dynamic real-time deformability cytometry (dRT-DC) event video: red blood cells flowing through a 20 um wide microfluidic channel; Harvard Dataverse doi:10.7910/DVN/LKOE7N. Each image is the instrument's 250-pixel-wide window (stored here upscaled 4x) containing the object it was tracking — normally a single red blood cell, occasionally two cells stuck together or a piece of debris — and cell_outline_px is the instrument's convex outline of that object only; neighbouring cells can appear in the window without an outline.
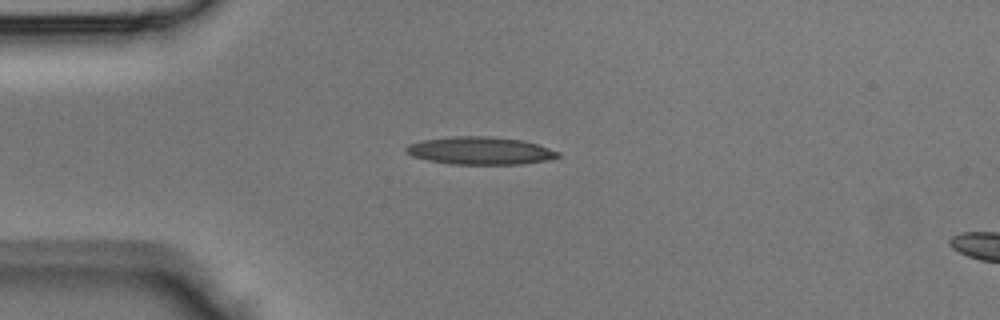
{"species": "Egyptian fruit bat (a non-hibernating species)", "species_latin": "Rousettus aegyptiacus", "temperature_condition": "room temperature", "stored_images_in_passage": 33, "camera_frame_rate_fps": 3000, "um_per_image_px": 0.085, "animal": {"sex": "male"}, "frame": {"image": 1, "passage_image": 1, "time_ms": 0.0, "image_size_px": [1000, 320], "cell_outline_px": [[560, 156], [548, 160], [520, 164], [452, 164], [428, 160], [412, 156], [404, 148], [408, 144], [420, 140], [452, 136], [488, 136], [524, 140], [560, 152]], "centroid_in_image_um": [40.8, 12.8], "position_along_channel_um": 44.2, "area_um2": 24.51}}
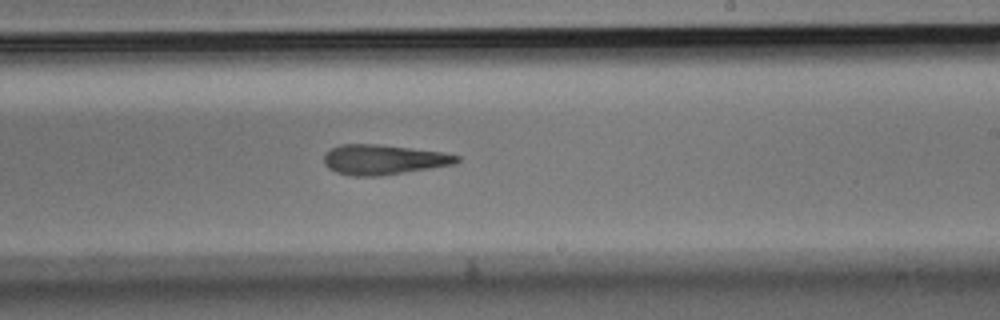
{"frame": {"image": 2, "passage_image": 16, "time_ms": 5.0, "image_size_px": [1000, 320], "cell_outline_px": [[460, 160], [456, 164], [380, 176], [352, 176], [336, 172], [328, 168], [324, 164], [324, 156], [332, 148], [340, 144], [380, 144], [444, 152], [460, 156]], "centroid_in_image_um": [32.62, 13.56], "position_along_channel_um": 256.4, "area_um2": 23.29}}
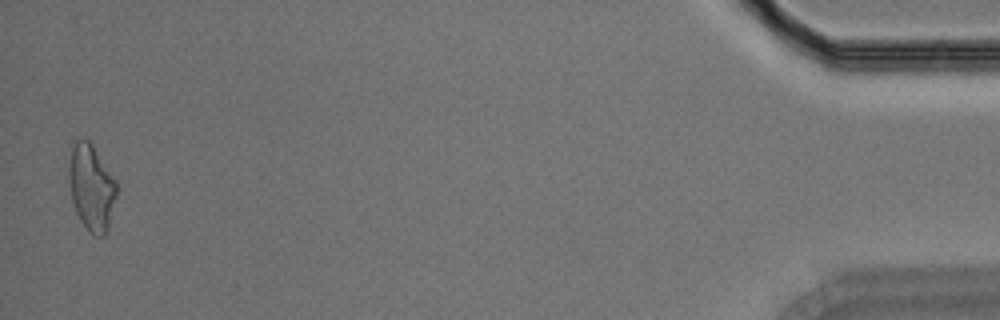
{"frame": {"image": 3, "passage_image": 33, "time_ms": 10.667, "image_size_px": [1000, 320], "cell_outline_px": [[116, 196], [108, 232], [104, 236], [96, 236], [88, 232], [80, 220], [76, 212], [72, 200], [68, 176], [68, 168], [72, 140], [88, 140], [92, 144], [116, 180]], "centroid_in_image_um": [7.76, 15.95], "position_along_channel_um": 427.4, "area_um2": 24.16}}